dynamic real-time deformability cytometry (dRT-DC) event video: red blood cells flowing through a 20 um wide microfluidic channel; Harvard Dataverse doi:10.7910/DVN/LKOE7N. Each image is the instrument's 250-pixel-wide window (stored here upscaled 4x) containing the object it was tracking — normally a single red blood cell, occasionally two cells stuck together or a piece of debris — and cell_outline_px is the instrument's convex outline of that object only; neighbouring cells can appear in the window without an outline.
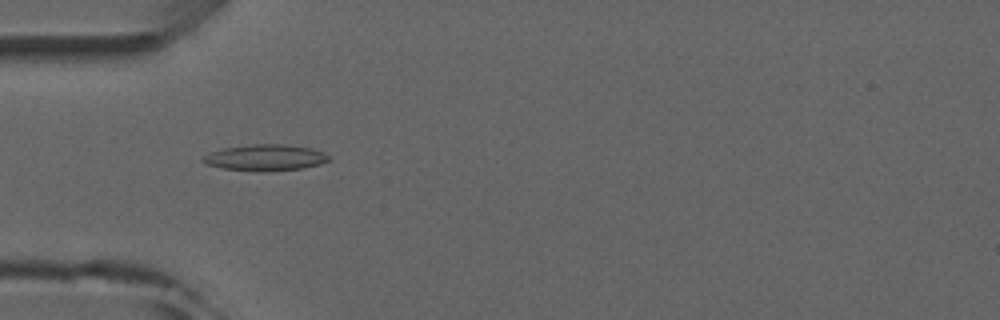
{"species": "common noctule bat (a hibernating species)", "species_latin": "Nyctalus noctula", "temperature_condition": "room temperature", "stored_images_in_passage": 6, "camera_frame_rate_fps": 3000, "um_per_image_px": 0.085, "animal": {"sex": "male", "forearm_length_mm": 52.5}, "frame": {"image": 1, "passage_image": 4, "time_ms": 4.333, "image_size_px": [1000, 320], "cell_outline_px": [[328, 160], [320, 164], [300, 168], [224, 168], [208, 164], [200, 160], [204, 156], [212, 152], [224, 148], [252, 144], [280, 144], [312, 148], [328, 156]], "centroid_in_image_um": [22.54, 13.33], "position_along_channel_um": 62.5, "area_um2": 17.69}}
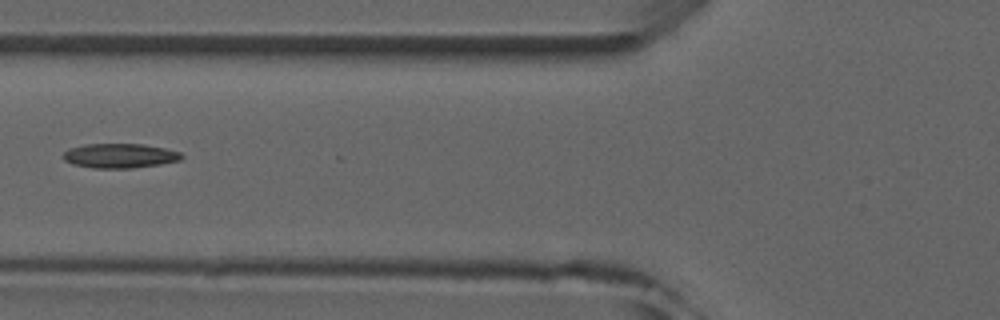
{"frame": {"image": 2, "passage_image": 5, "time_ms": 5.667, "image_size_px": [1000, 320], "cell_outline_px": [[184, 156], [180, 160], [160, 164], [132, 168], [92, 168], [72, 164], [64, 160], [60, 156], [68, 148], [84, 144], [144, 144], [164, 148], [180, 152]], "centroid_in_image_um": [10.13, 13.24], "position_along_channel_um": 115.7, "area_um2": 17.05}}
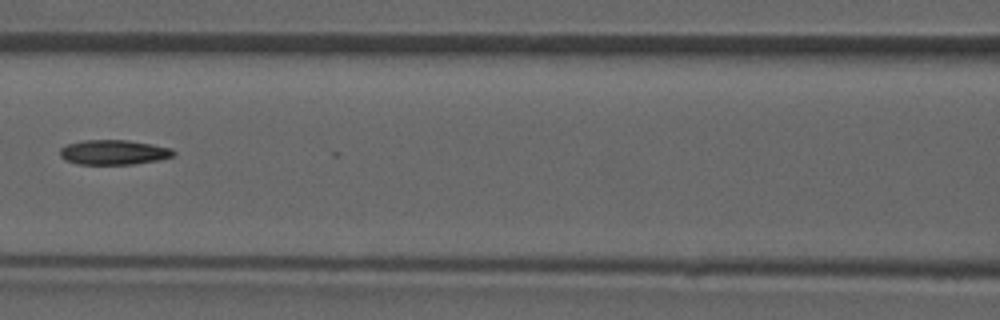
{"frame": {"image": 3, "passage_image": 6, "time_ms": 6.667, "image_size_px": [1000, 320], "cell_outline_px": [[176, 152], [172, 156], [160, 160], [132, 164], [80, 164], [68, 160], [60, 156], [60, 148], [68, 144], [84, 140], [128, 140], [152, 144], [172, 148]], "centroid_in_image_um": [9.7, 12.94], "position_along_channel_um": 156.9, "area_um2": 16.3}}